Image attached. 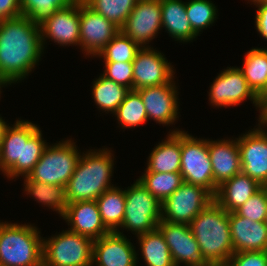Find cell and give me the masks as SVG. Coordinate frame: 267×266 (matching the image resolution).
I'll list each match as a JSON object with an SVG mask.
<instances>
[{
	"instance_id": "cell-1",
	"label": "cell",
	"mask_w": 267,
	"mask_h": 266,
	"mask_svg": "<svg viewBox=\"0 0 267 266\" xmlns=\"http://www.w3.org/2000/svg\"><path fill=\"white\" fill-rule=\"evenodd\" d=\"M43 50L39 24L24 15L0 20V80L6 86L24 80Z\"/></svg>"
},
{
	"instance_id": "cell-2",
	"label": "cell",
	"mask_w": 267,
	"mask_h": 266,
	"mask_svg": "<svg viewBox=\"0 0 267 266\" xmlns=\"http://www.w3.org/2000/svg\"><path fill=\"white\" fill-rule=\"evenodd\" d=\"M41 132L28 120L7 127L0 146V171L7 178L26 177L32 171L48 145Z\"/></svg>"
},
{
	"instance_id": "cell-3",
	"label": "cell",
	"mask_w": 267,
	"mask_h": 266,
	"mask_svg": "<svg viewBox=\"0 0 267 266\" xmlns=\"http://www.w3.org/2000/svg\"><path fill=\"white\" fill-rule=\"evenodd\" d=\"M203 260L209 266H225L234 253L229 213L215 200L189 224Z\"/></svg>"
},
{
	"instance_id": "cell-4",
	"label": "cell",
	"mask_w": 267,
	"mask_h": 266,
	"mask_svg": "<svg viewBox=\"0 0 267 266\" xmlns=\"http://www.w3.org/2000/svg\"><path fill=\"white\" fill-rule=\"evenodd\" d=\"M108 148L81 154L76 170L65 187L67 203L93 201L113 188L114 155ZM112 184V185H111Z\"/></svg>"
},
{
	"instance_id": "cell-5",
	"label": "cell",
	"mask_w": 267,
	"mask_h": 266,
	"mask_svg": "<svg viewBox=\"0 0 267 266\" xmlns=\"http://www.w3.org/2000/svg\"><path fill=\"white\" fill-rule=\"evenodd\" d=\"M33 224L0 222V266H43V238Z\"/></svg>"
},
{
	"instance_id": "cell-6",
	"label": "cell",
	"mask_w": 267,
	"mask_h": 266,
	"mask_svg": "<svg viewBox=\"0 0 267 266\" xmlns=\"http://www.w3.org/2000/svg\"><path fill=\"white\" fill-rule=\"evenodd\" d=\"M80 157L81 153L71 139L59 141L52 146L47 145L27 177L32 181L66 187Z\"/></svg>"
},
{
	"instance_id": "cell-7",
	"label": "cell",
	"mask_w": 267,
	"mask_h": 266,
	"mask_svg": "<svg viewBox=\"0 0 267 266\" xmlns=\"http://www.w3.org/2000/svg\"><path fill=\"white\" fill-rule=\"evenodd\" d=\"M92 255L93 240L69 229L43 237V266H93Z\"/></svg>"
},
{
	"instance_id": "cell-8",
	"label": "cell",
	"mask_w": 267,
	"mask_h": 266,
	"mask_svg": "<svg viewBox=\"0 0 267 266\" xmlns=\"http://www.w3.org/2000/svg\"><path fill=\"white\" fill-rule=\"evenodd\" d=\"M125 214L120 228L135 236L156 230L161 221V203L137 179L125 188Z\"/></svg>"
},
{
	"instance_id": "cell-9",
	"label": "cell",
	"mask_w": 267,
	"mask_h": 266,
	"mask_svg": "<svg viewBox=\"0 0 267 266\" xmlns=\"http://www.w3.org/2000/svg\"><path fill=\"white\" fill-rule=\"evenodd\" d=\"M183 181L206 189L213 197L218 187L214 184L208 140L195 138L181 131V168Z\"/></svg>"
},
{
	"instance_id": "cell-10",
	"label": "cell",
	"mask_w": 267,
	"mask_h": 266,
	"mask_svg": "<svg viewBox=\"0 0 267 266\" xmlns=\"http://www.w3.org/2000/svg\"><path fill=\"white\" fill-rule=\"evenodd\" d=\"M213 200L203 187L184 182L161 203V221L190 224Z\"/></svg>"
},
{
	"instance_id": "cell-11",
	"label": "cell",
	"mask_w": 267,
	"mask_h": 266,
	"mask_svg": "<svg viewBox=\"0 0 267 266\" xmlns=\"http://www.w3.org/2000/svg\"><path fill=\"white\" fill-rule=\"evenodd\" d=\"M208 95L211 105L218 108L240 105L247 98L256 109L260 107V98L249 87L238 67H227L221 71L211 84Z\"/></svg>"
},
{
	"instance_id": "cell-12",
	"label": "cell",
	"mask_w": 267,
	"mask_h": 266,
	"mask_svg": "<svg viewBox=\"0 0 267 266\" xmlns=\"http://www.w3.org/2000/svg\"><path fill=\"white\" fill-rule=\"evenodd\" d=\"M161 29L160 0H138L120 30L143 48L150 47L149 42L155 38Z\"/></svg>"
},
{
	"instance_id": "cell-13",
	"label": "cell",
	"mask_w": 267,
	"mask_h": 266,
	"mask_svg": "<svg viewBox=\"0 0 267 266\" xmlns=\"http://www.w3.org/2000/svg\"><path fill=\"white\" fill-rule=\"evenodd\" d=\"M258 126L237 138L242 173L267 186V128Z\"/></svg>"
},
{
	"instance_id": "cell-14",
	"label": "cell",
	"mask_w": 267,
	"mask_h": 266,
	"mask_svg": "<svg viewBox=\"0 0 267 266\" xmlns=\"http://www.w3.org/2000/svg\"><path fill=\"white\" fill-rule=\"evenodd\" d=\"M162 54L153 47H143L137 52L132 61L133 90L158 86L173 80L174 67Z\"/></svg>"
},
{
	"instance_id": "cell-15",
	"label": "cell",
	"mask_w": 267,
	"mask_h": 266,
	"mask_svg": "<svg viewBox=\"0 0 267 266\" xmlns=\"http://www.w3.org/2000/svg\"><path fill=\"white\" fill-rule=\"evenodd\" d=\"M120 28L80 0V49L87 56H97L119 33Z\"/></svg>"
},
{
	"instance_id": "cell-16",
	"label": "cell",
	"mask_w": 267,
	"mask_h": 266,
	"mask_svg": "<svg viewBox=\"0 0 267 266\" xmlns=\"http://www.w3.org/2000/svg\"><path fill=\"white\" fill-rule=\"evenodd\" d=\"M164 235L176 266H209L202 257L199 245L189 224L160 221L157 227Z\"/></svg>"
},
{
	"instance_id": "cell-17",
	"label": "cell",
	"mask_w": 267,
	"mask_h": 266,
	"mask_svg": "<svg viewBox=\"0 0 267 266\" xmlns=\"http://www.w3.org/2000/svg\"><path fill=\"white\" fill-rule=\"evenodd\" d=\"M39 26L43 49L47 38L60 46H80V0L57 10Z\"/></svg>"
},
{
	"instance_id": "cell-18",
	"label": "cell",
	"mask_w": 267,
	"mask_h": 266,
	"mask_svg": "<svg viewBox=\"0 0 267 266\" xmlns=\"http://www.w3.org/2000/svg\"><path fill=\"white\" fill-rule=\"evenodd\" d=\"M177 88L173 79L170 83L136 90L145 105L148 120L170 126L179 118Z\"/></svg>"
},
{
	"instance_id": "cell-19",
	"label": "cell",
	"mask_w": 267,
	"mask_h": 266,
	"mask_svg": "<svg viewBox=\"0 0 267 266\" xmlns=\"http://www.w3.org/2000/svg\"><path fill=\"white\" fill-rule=\"evenodd\" d=\"M137 255L133 243L120 230L93 241L92 265L137 266Z\"/></svg>"
},
{
	"instance_id": "cell-20",
	"label": "cell",
	"mask_w": 267,
	"mask_h": 266,
	"mask_svg": "<svg viewBox=\"0 0 267 266\" xmlns=\"http://www.w3.org/2000/svg\"><path fill=\"white\" fill-rule=\"evenodd\" d=\"M62 217L70 225V231L93 241L110 233L102 222L96 200L68 203Z\"/></svg>"
},
{
	"instance_id": "cell-21",
	"label": "cell",
	"mask_w": 267,
	"mask_h": 266,
	"mask_svg": "<svg viewBox=\"0 0 267 266\" xmlns=\"http://www.w3.org/2000/svg\"><path fill=\"white\" fill-rule=\"evenodd\" d=\"M208 150L212 162L214 184L218 187L223 182L241 173V157L237 138L209 140Z\"/></svg>"
},
{
	"instance_id": "cell-22",
	"label": "cell",
	"mask_w": 267,
	"mask_h": 266,
	"mask_svg": "<svg viewBox=\"0 0 267 266\" xmlns=\"http://www.w3.org/2000/svg\"><path fill=\"white\" fill-rule=\"evenodd\" d=\"M229 224L234 252L267 251V222H254L230 212Z\"/></svg>"
},
{
	"instance_id": "cell-23",
	"label": "cell",
	"mask_w": 267,
	"mask_h": 266,
	"mask_svg": "<svg viewBox=\"0 0 267 266\" xmlns=\"http://www.w3.org/2000/svg\"><path fill=\"white\" fill-rule=\"evenodd\" d=\"M181 131L171 130L166 139L153 148L145 172L180 173Z\"/></svg>"
},
{
	"instance_id": "cell-24",
	"label": "cell",
	"mask_w": 267,
	"mask_h": 266,
	"mask_svg": "<svg viewBox=\"0 0 267 266\" xmlns=\"http://www.w3.org/2000/svg\"><path fill=\"white\" fill-rule=\"evenodd\" d=\"M261 187L241 172L218 186L214 200L228 213L235 212Z\"/></svg>"
},
{
	"instance_id": "cell-25",
	"label": "cell",
	"mask_w": 267,
	"mask_h": 266,
	"mask_svg": "<svg viewBox=\"0 0 267 266\" xmlns=\"http://www.w3.org/2000/svg\"><path fill=\"white\" fill-rule=\"evenodd\" d=\"M162 29L179 42H192L197 35L193 32L186 14V2L182 0H160Z\"/></svg>"
},
{
	"instance_id": "cell-26",
	"label": "cell",
	"mask_w": 267,
	"mask_h": 266,
	"mask_svg": "<svg viewBox=\"0 0 267 266\" xmlns=\"http://www.w3.org/2000/svg\"><path fill=\"white\" fill-rule=\"evenodd\" d=\"M242 71L249 87L261 98L267 92V48H252L246 55Z\"/></svg>"
},
{
	"instance_id": "cell-27",
	"label": "cell",
	"mask_w": 267,
	"mask_h": 266,
	"mask_svg": "<svg viewBox=\"0 0 267 266\" xmlns=\"http://www.w3.org/2000/svg\"><path fill=\"white\" fill-rule=\"evenodd\" d=\"M125 203V190L116 186L96 199L102 222L110 232L119 231L124 220Z\"/></svg>"
},
{
	"instance_id": "cell-28",
	"label": "cell",
	"mask_w": 267,
	"mask_h": 266,
	"mask_svg": "<svg viewBox=\"0 0 267 266\" xmlns=\"http://www.w3.org/2000/svg\"><path fill=\"white\" fill-rule=\"evenodd\" d=\"M146 266H176L164 235L157 228L137 236Z\"/></svg>"
},
{
	"instance_id": "cell-29",
	"label": "cell",
	"mask_w": 267,
	"mask_h": 266,
	"mask_svg": "<svg viewBox=\"0 0 267 266\" xmlns=\"http://www.w3.org/2000/svg\"><path fill=\"white\" fill-rule=\"evenodd\" d=\"M24 187L27 195H31L35 201L58 212L62 218L68 205L65 187L32 181L27 176L24 177Z\"/></svg>"
},
{
	"instance_id": "cell-30",
	"label": "cell",
	"mask_w": 267,
	"mask_h": 266,
	"mask_svg": "<svg viewBox=\"0 0 267 266\" xmlns=\"http://www.w3.org/2000/svg\"><path fill=\"white\" fill-rule=\"evenodd\" d=\"M92 99H94L97 108L104 112L114 113L118 106L124 101L126 94L130 91L124 85L115 83L100 74L93 82Z\"/></svg>"
},
{
	"instance_id": "cell-31",
	"label": "cell",
	"mask_w": 267,
	"mask_h": 266,
	"mask_svg": "<svg viewBox=\"0 0 267 266\" xmlns=\"http://www.w3.org/2000/svg\"><path fill=\"white\" fill-rule=\"evenodd\" d=\"M138 180L160 203L184 183L180 173L145 172Z\"/></svg>"
},
{
	"instance_id": "cell-32",
	"label": "cell",
	"mask_w": 267,
	"mask_h": 266,
	"mask_svg": "<svg viewBox=\"0 0 267 266\" xmlns=\"http://www.w3.org/2000/svg\"><path fill=\"white\" fill-rule=\"evenodd\" d=\"M113 115L117 117L118 124L123 129L139 127V125H144L148 121L145 105L136 90H130L126 94L124 101L118 106Z\"/></svg>"
},
{
	"instance_id": "cell-33",
	"label": "cell",
	"mask_w": 267,
	"mask_h": 266,
	"mask_svg": "<svg viewBox=\"0 0 267 266\" xmlns=\"http://www.w3.org/2000/svg\"><path fill=\"white\" fill-rule=\"evenodd\" d=\"M118 28H122L138 0H82Z\"/></svg>"
},
{
	"instance_id": "cell-34",
	"label": "cell",
	"mask_w": 267,
	"mask_h": 266,
	"mask_svg": "<svg viewBox=\"0 0 267 266\" xmlns=\"http://www.w3.org/2000/svg\"><path fill=\"white\" fill-rule=\"evenodd\" d=\"M141 47L121 30L96 57L104 62H132Z\"/></svg>"
},
{
	"instance_id": "cell-35",
	"label": "cell",
	"mask_w": 267,
	"mask_h": 266,
	"mask_svg": "<svg viewBox=\"0 0 267 266\" xmlns=\"http://www.w3.org/2000/svg\"><path fill=\"white\" fill-rule=\"evenodd\" d=\"M217 8L211 0H188L186 14L193 32L198 36L203 29L212 25L217 18Z\"/></svg>"
},
{
	"instance_id": "cell-36",
	"label": "cell",
	"mask_w": 267,
	"mask_h": 266,
	"mask_svg": "<svg viewBox=\"0 0 267 266\" xmlns=\"http://www.w3.org/2000/svg\"><path fill=\"white\" fill-rule=\"evenodd\" d=\"M76 0H20L22 15L33 23L40 24L57 10L71 5Z\"/></svg>"
},
{
	"instance_id": "cell-37",
	"label": "cell",
	"mask_w": 267,
	"mask_h": 266,
	"mask_svg": "<svg viewBox=\"0 0 267 266\" xmlns=\"http://www.w3.org/2000/svg\"><path fill=\"white\" fill-rule=\"evenodd\" d=\"M235 212L254 222H267V187L262 186Z\"/></svg>"
},
{
	"instance_id": "cell-38",
	"label": "cell",
	"mask_w": 267,
	"mask_h": 266,
	"mask_svg": "<svg viewBox=\"0 0 267 266\" xmlns=\"http://www.w3.org/2000/svg\"><path fill=\"white\" fill-rule=\"evenodd\" d=\"M103 76L133 90L132 62H105Z\"/></svg>"
},
{
	"instance_id": "cell-39",
	"label": "cell",
	"mask_w": 267,
	"mask_h": 266,
	"mask_svg": "<svg viewBox=\"0 0 267 266\" xmlns=\"http://www.w3.org/2000/svg\"><path fill=\"white\" fill-rule=\"evenodd\" d=\"M225 266H267V251L234 252Z\"/></svg>"
},
{
	"instance_id": "cell-40",
	"label": "cell",
	"mask_w": 267,
	"mask_h": 266,
	"mask_svg": "<svg viewBox=\"0 0 267 266\" xmlns=\"http://www.w3.org/2000/svg\"><path fill=\"white\" fill-rule=\"evenodd\" d=\"M257 6L255 27L257 32L267 41V1L254 4Z\"/></svg>"
},
{
	"instance_id": "cell-41",
	"label": "cell",
	"mask_w": 267,
	"mask_h": 266,
	"mask_svg": "<svg viewBox=\"0 0 267 266\" xmlns=\"http://www.w3.org/2000/svg\"><path fill=\"white\" fill-rule=\"evenodd\" d=\"M20 0H0V20L21 16Z\"/></svg>"
},
{
	"instance_id": "cell-42",
	"label": "cell",
	"mask_w": 267,
	"mask_h": 266,
	"mask_svg": "<svg viewBox=\"0 0 267 266\" xmlns=\"http://www.w3.org/2000/svg\"><path fill=\"white\" fill-rule=\"evenodd\" d=\"M259 117L258 125L266 128L267 127V92L260 98V107H259Z\"/></svg>"
},
{
	"instance_id": "cell-43",
	"label": "cell",
	"mask_w": 267,
	"mask_h": 266,
	"mask_svg": "<svg viewBox=\"0 0 267 266\" xmlns=\"http://www.w3.org/2000/svg\"><path fill=\"white\" fill-rule=\"evenodd\" d=\"M8 126L9 124H7V122H5L4 119H2V117L0 116V146Z\"/></svg>"
},
{
	"instance_id": "cell-44",
	"label": "cell",
	"mask_w": 267,
	"mask_h": 266,
	"mask_svg": "<svg viewBox=\"0 0 267 266\" xmlns=\"http://www.w3.org/2000/svg\"><path fill=\"white\" fill-rule=\"evenodd\" d=\"M249 1L252 2V4H256V3L267 1V0H249Z\"/></svg>"
},
{
	"instance_id": "cell-45",
	"label": "cell",
	"mask_w": 267,
	"mask_h": 266,
	"mask_svg": "<svg viewBox=\"0 0 267 266\" xmlns=\"http://www.w3.org/2000/svg\"><path fill=\"white\" fill-rule=\"evenodd\" d=\"M4 86H6V85L0 80V88H1V87H4ZM1 90H2V89H0V94H1V92H2Z\"/></svg>"
}]
</instances>
